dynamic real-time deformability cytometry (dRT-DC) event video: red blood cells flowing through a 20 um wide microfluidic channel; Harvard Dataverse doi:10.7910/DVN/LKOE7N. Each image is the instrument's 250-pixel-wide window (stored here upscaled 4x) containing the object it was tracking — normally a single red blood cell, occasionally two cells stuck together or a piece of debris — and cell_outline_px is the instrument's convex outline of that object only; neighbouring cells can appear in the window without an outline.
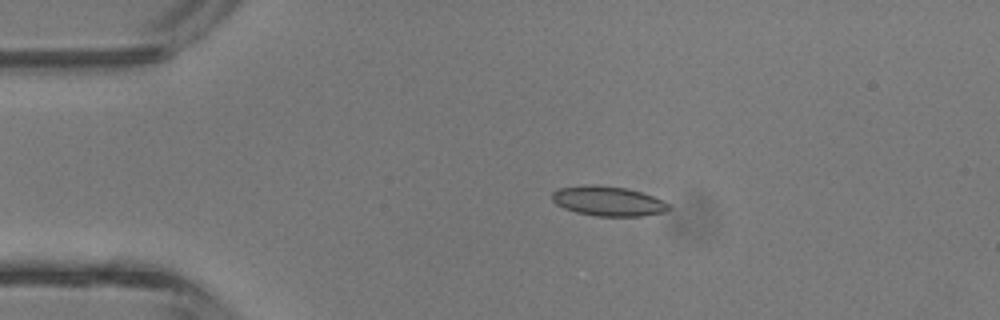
{"species": "common noctule bat (a hibernating species)", "species_latin": "Nyctalus noctula", "temperature_condition": "room temperature", "stored_images_in_passage": 3, "camera_frame_rate_fps": 3000, "um_per_image_px": 0.085, "animal": {"sex": "male", "body_mass_g": 13.3}, "frame": {"image": 1, "passage_image": 2, "time_ms": 1.333, "image_size_px": [1000, 320], "cell_outline_px": [[672, 208], [664, 212], [640, 216], [596, 216], [576, 212], [564, 208], [556, 204], [552, 200], [552, 192], [560, 188], [588, 184], [596, 184], [628, 188], [652, 196], [668, 204]], "centroid_in_image_um": [51.66, 17.09], "position_along_channel_um": 33.3, "area_um2": 20.17}}